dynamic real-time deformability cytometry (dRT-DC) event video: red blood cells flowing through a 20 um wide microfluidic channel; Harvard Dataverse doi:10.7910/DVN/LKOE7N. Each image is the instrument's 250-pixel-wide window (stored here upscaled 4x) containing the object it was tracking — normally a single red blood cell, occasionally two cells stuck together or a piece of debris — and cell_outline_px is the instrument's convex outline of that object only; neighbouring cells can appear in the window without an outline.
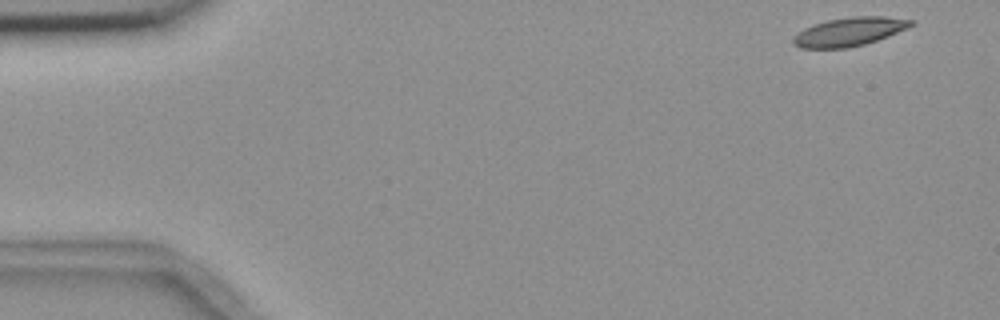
{"species": "common noctule bat (a hibernating species)", "species_latin": "Nyctalus noctula", "temperature_condition": "room temperature", "stored_images_in_passage": 5, "camera_frame_rate_fps": 3000, "um_per_image_px": 0.085, "animal": {"sex": "female", "body_mass_g": 18.4}, "frame": {"image": 1, "passage_image": 1, "time_ms": 0.0, "image_size_px": [1000, 320], "cell_outline_px": [[912, 24], [908, 28], [888, 36], [864, 44], [848, 48], [800, 48], [792, 44], [792, 40], [804, 28], [828, 20], [852, 16], [884, 16], [912, 20]], "centroid_in_image_um": [72.19, 2.7], "position_along_channel_um": 12.8, "area_um2": 19.36}}